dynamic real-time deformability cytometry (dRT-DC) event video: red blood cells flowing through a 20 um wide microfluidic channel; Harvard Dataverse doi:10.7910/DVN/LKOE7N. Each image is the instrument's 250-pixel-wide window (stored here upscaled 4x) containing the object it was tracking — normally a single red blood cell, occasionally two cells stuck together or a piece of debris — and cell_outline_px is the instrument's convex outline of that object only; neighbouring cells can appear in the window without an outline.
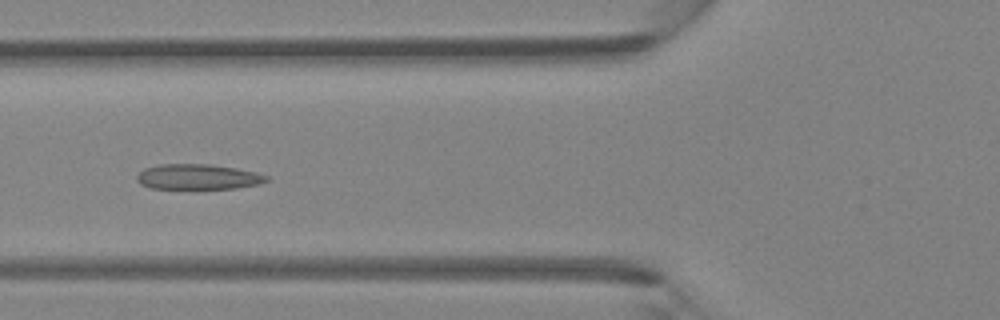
{"species": "Egyptian fruit bat (a non-hibernating species)", "species_latin": "Rousettus aegyptiacus", "temperature_condition": "room temperature", "stored_images_in_passage": 46, "camera_frame_rate_fps": 3000, "um_per_image_px": 0.085, "animal": {"sex": "female"}, "frame": {"image": 1, "passage_image": 18, "time_ms": 5.667, "image_size_px": [1000, 320], "cell_outline_px": [[268, 180], [260, 184], [236, 188], [152, 188], [140, 184], [136, 180], [136, 176], [144, 168], [160, 164], [208, 164], [236, 168], [256, 172], [268, 176]], "centroid_in_image_um": [16.82, 15.02], "position_along_channel_um": 109.0, "area_um2": 19.02}}
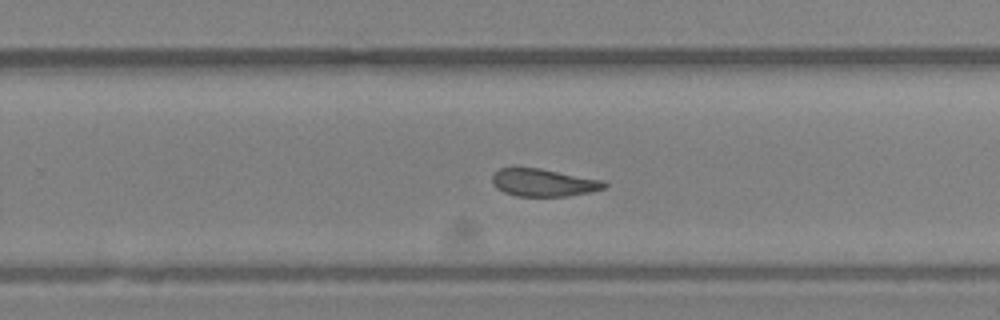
{"frame": {"image": 2, "passage_image": 30, "time_ms": 9.667, "image_size_px": [1000, 320], "cell_outline_px": [[608, 184], [604, 188], [588, 192], [568, 196], [516, 196], [504, 192], [496, 188], [492, 180], [492, 176], [500, 168], [540, 168], [604, 180]], "centroid_in_image_um": [46.21, 15.52], "position_along_channel_um": 283.6, "area_um2": 17.92}}
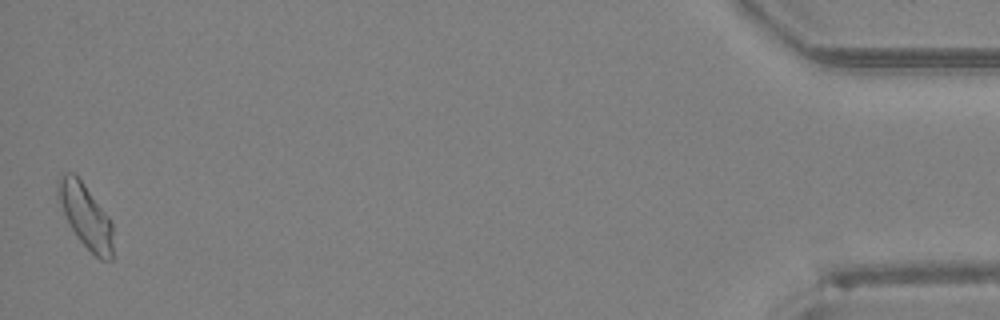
{"frame": {"image": 3, "passage_image": 46, "time_ms": 15.0, "image_size_px": [1000, 320], "cell_outline_px": [[112, 260], [100, 260], [80, 240], [72, 228], [56, 196], [56, 188], [60, 176], [64, 172], [72, 172], [84, 184], [108, 216], [112, 224]], "centroid_in_image_um": [7.27, 18.33], "position_along_channel_um": 427.9, "area_um2": 20.0}}